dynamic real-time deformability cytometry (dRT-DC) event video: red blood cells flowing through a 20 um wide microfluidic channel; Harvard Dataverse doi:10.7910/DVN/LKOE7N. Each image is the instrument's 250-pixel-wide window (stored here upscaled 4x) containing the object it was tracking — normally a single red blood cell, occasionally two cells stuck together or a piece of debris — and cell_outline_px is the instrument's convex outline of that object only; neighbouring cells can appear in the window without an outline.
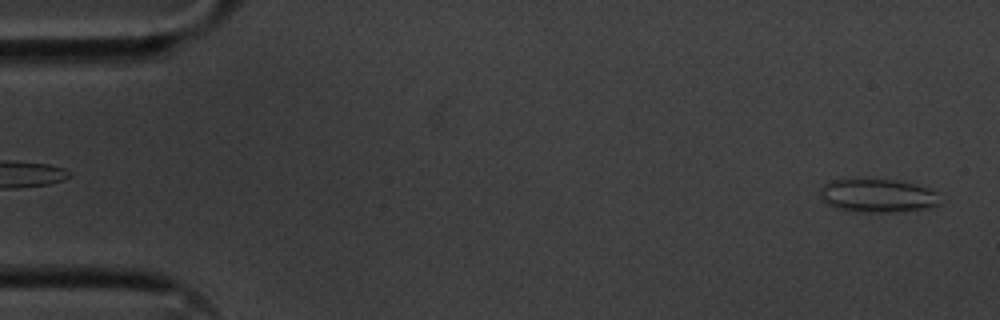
{"species": "common noctule bat (a hibernating species)", "species_latin": "Nyctalus noctula", "temperature_condition": "cold", "stored_images_in_passage": 55, "camera_frame_rate_fps": 3000, "um_per_image_px": 0.085, "animal": {"sex": "male", "body_mass_g": 20.1, "forearm_length_mm": 53.5}, "frame": {"image": 1, "passage_image": 2, "time_ms": 0.333, "image_size_px": [1000, 320], "cell_outline_px": [[940, 204], [928, 208], [892, 212], [872, 212], [836, 208], [824, 204], [820, 200], [820, 188], [828, 180], [872, 176], [900, 180], [916, 184], [928, 188], [936, 192]], "centroid_in_image_um": [74.53, 16.57], "position_along_channel_um": 10.5, "area_um2": 24.33}}
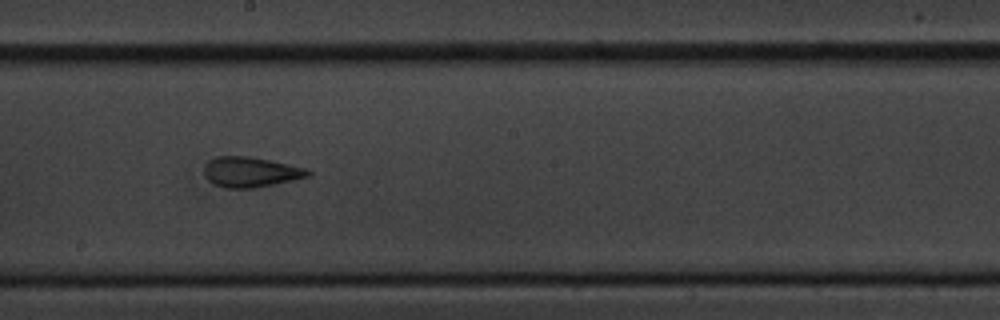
{"frame": {"image": 2, "passage_image": 30, "time_ms": 9.667, "image_size_px": [1000, 320], "cell_outline_px": [[312, 176], [256, 188], [224, 188], [212, 184], [204, 176], [204, 164], [208, 160], [216, 156], [252, 156], [308, 168], [312, 172]], "centroid_in_image_um": [21.31, 14.62], "position_along_channel_um": 226.9, "area_um2": 18.79}}
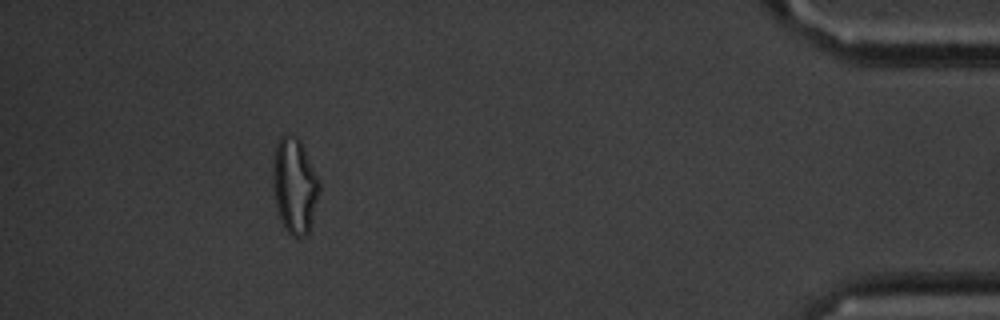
{"frame": {"image": 3, "passage_image": 50, "time_ms": 16.333, "image_size_px": [1000, 320], "cell_outline_px": [[320, 192], [312, 220], [308, 232], [304, 236], [292, 236], [284, 228], [276, 208], [272, 188], [272, 168], [276, 144], [280, 136], [284, 132], [296, 136], [300, 140], [320, 184]], "centroid_in_image_um": [25.01, 15.76], "position_along_channel_um": 410.2, "area_um2": 25.95}, "authors_computed_cell_mechanics": {"area_um2": 19.8254, "velocity_mm_per_s": 3.6063, "shape_relaxation_time_tau1_ms": 6.2828, "shape_relaxation_time_tau2_ms": 1.6078, "deformation_change_tau1": 0.1735, "deformation_change_tau2": 0.0899}}